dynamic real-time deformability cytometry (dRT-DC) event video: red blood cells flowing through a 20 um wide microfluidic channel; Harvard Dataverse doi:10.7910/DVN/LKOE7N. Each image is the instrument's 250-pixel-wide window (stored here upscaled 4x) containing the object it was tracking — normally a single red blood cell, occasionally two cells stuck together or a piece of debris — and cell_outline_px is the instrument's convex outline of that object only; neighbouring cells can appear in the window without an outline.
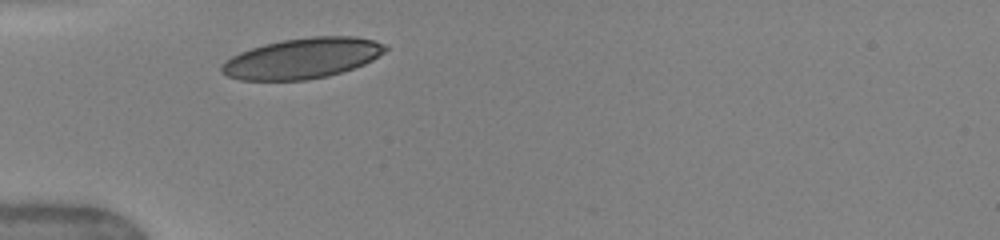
{"species": "human", "species_latin": "Homo sapiens", "temperature_condition": "warm", "stored_images_in_passage": 6, "camera_frame_rate_fps": 3000, "um_per_image_px": 0.085, "donor": {"sex": "female"}, "frame": {"image": 1, "passage_image": 1, "time_ms": 0.0, "image_size_px": [1000, 240], "cell_outline_px": [[388, 48], [384, 52], [372, 60], [364, 64], [328, 76], [308, 80], [240, 80], [228, 76], [220, 72], [220, 64], [224, 60], [240, 52], [264, 44], [284, 40], [312, 36], [356, 36], [388, 44]], "centroid_in_image_um": [25.68, 4.95], "position_along_channel_um": 59.3, "area_um2": 38.67}}